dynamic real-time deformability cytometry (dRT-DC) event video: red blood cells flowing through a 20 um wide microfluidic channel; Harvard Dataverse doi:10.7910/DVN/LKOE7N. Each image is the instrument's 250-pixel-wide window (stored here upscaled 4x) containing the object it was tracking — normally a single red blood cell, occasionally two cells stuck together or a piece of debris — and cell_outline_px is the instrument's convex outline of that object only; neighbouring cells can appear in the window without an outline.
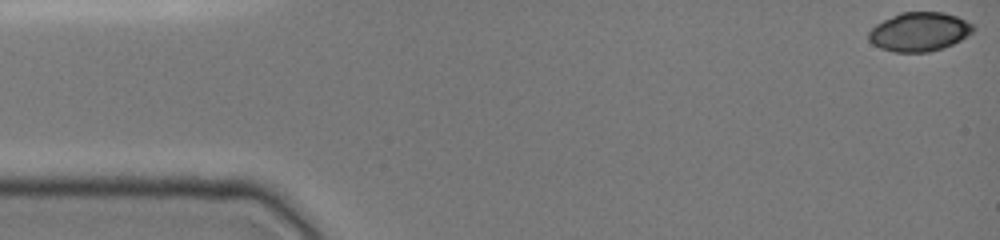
{"species": "common noctule bat (a hibernating species)", "species_latin": "Nyctalus noctula", "temperature_condition": "cold", "stored_images_in_passage": 43, "camera_frame_rate_fps": 3000, "um_per_image_px": 0.085, "animal": {"sex": "female", "body_mass_g": 19.0, "forearm_length_mm": 51.5}, "frame": {"image": 1, "passage_image": 1, "time_ms": 0.0, "image_size_px": [1000, 240], "cell_outline_px": [[976, 28], [972, 32], [960, 40], [944, 48], [928, 52], [896, 52], [880, 48], [872, 44], [868, 40], [868, 32], [876, 24], [900, 12], [944, 12], [956, 16], [976, 24]], "centroid_in_image_um": [78.16, 2.7], "position_along_channel_um": 6.8, "area_um2": 23.87}}
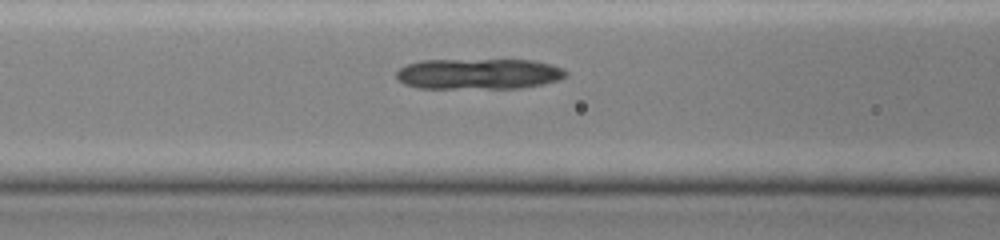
{"frame": {"image": 2, "passage_image": 19, "time_ms": 6.0, "image_size_px": [1000, 240], "cell_outline_px": [[568, 76], [560, 80], [544, 84], [520, 88], [416, 88], [404, 84], [396, 76], [396, 72], [400, 68], [408, 64], [420, 60], [532, 60], [552, 64], [564, 68], [568, 72]], "centroid_in_image_um": [40.74, 6.28], "position_along_channel_um": 125.9, "area_um2": 30.63}}
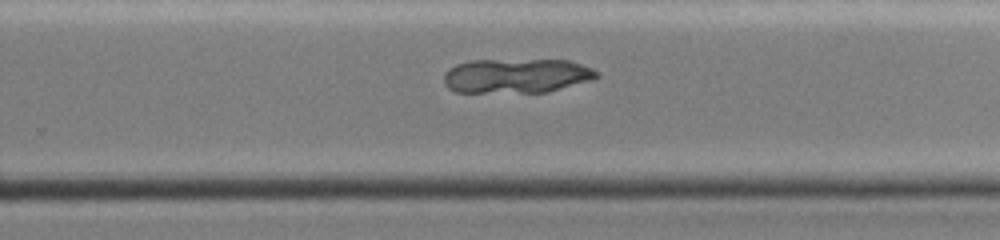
{"frame": {"image": 3, "passage_image": 31, "time_ms": 10.0, "image_size_px": [1000, 240], "cell_outline_px": [[600, 76], [592, 80], [548, 92], [456, 92], [448, 88], [444, 84], [444, 72], [456, 64], [468, 60], [568, 60], [592, 68], [600, 72]], "centroid_in_image_um": [43.91, 6.44], "position_along_channel_um": 285.9, "area_um2": 30.92}}